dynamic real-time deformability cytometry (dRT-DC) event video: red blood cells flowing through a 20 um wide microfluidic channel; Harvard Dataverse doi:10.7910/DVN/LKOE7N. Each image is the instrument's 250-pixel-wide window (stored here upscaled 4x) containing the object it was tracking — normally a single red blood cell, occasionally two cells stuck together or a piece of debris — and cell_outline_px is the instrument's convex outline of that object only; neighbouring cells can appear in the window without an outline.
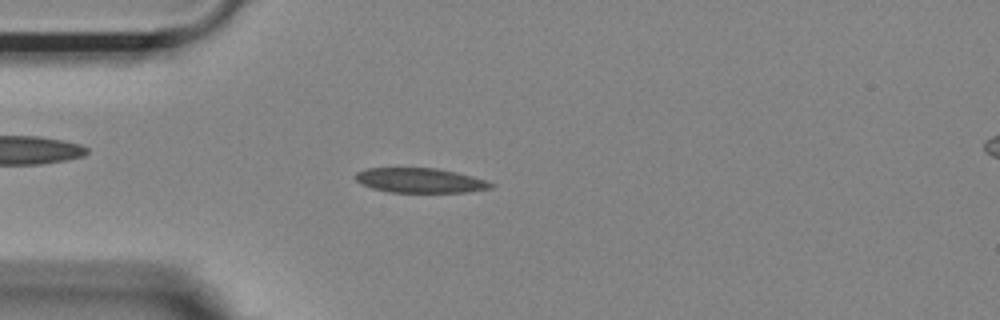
{"species": "Egyptian fruit bat (a non-hibernating species)", "species_latin": "Rousettus aegyptiacus", "temperature_condition": "room temperature", "stored_images_in_passage": 15, "camera_frame_rate_fps": 3000, "um_per_image_px": 0.085, "animal": {"sex": "female"}, "frame": {"image": 1, "passage_image": 13, "time_ms": 4.0, "image_size_px": [1000, 320], "cell_outline_px": [[496, 184], [492, 188], [468, 192], [388, 192], [372, 188], [360, 184], [356, 180], [356, 172], [364, 168], [436, 168], [456, 172], [488, 180]], "centroid_in_image_um": [35.73, 15.34], "position_along_channel_um": 49.3, "area_um2": 19.65}}